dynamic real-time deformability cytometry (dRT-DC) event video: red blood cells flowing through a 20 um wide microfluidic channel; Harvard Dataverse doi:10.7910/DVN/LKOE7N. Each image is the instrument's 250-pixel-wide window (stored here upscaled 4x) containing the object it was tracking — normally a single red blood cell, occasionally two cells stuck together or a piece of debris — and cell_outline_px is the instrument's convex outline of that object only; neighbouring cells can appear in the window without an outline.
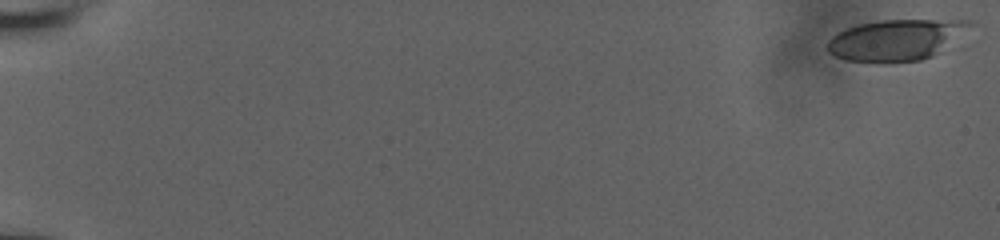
{"species": "human", "species_latin": "Homo sapiens", "temperature_condition": "room temperature", "stored_images_in_passage": 57, "camera_frame_rate_fps": 3000, "um_per_image_px": 0.085, "donor": {"sex": "male"}, "frame": {"image": 1, "passage_image": 1, "time_ms": 0.0, "image_size_px": [1000, 240], "cell_outline_px": [[976, 24], [940, 52], [932, 56], [920, 60], [884, 64], [880, 64], [848, 60], [836, 56], [828, 52], [828, 40], [832, 36], [848, 28], [860, 24], [880, 20], [972, 20]], "centroid_in_image_um": [76.2, 3.41], "position_along_channel_um": 8.8, "area_um2": 34.33}}
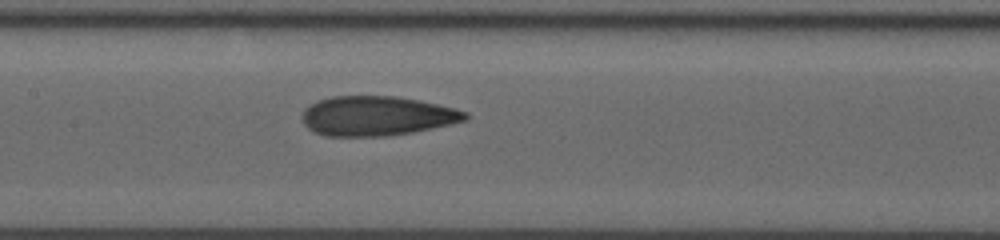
{"frame": {"image": 2, "passage_image": 31, "time_ms": 10.0, "image_size_px": [1000, 240], "cell_outline_px": [[468, 120], [452, 124], [412, 132], [384, 136], [324, 136], [308, 128], [304, 124], [300, 116], [304, 108], [308, 104], [316, 100], [332, 96], [396, 96], [420, 100], [456, 108], [468, 112]], "centroid_in_image_um": [32.01, 9.84], "position_along_channel_um": 175.4, "area_um2": 38.03}}
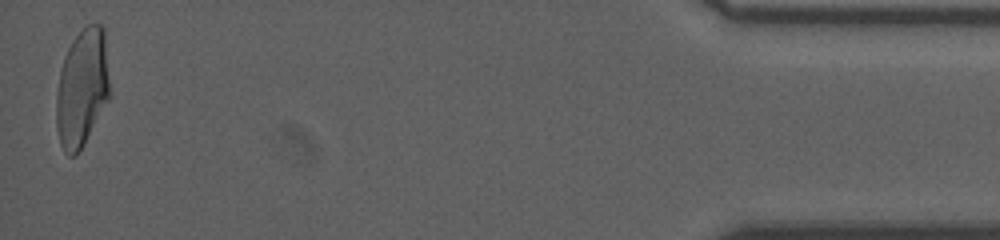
{"frame": {"image": 3, "passage_image": 57, "time_ms": 18.667, "image_size_px": [1000, 240], "cell_outline_px": [[112, 92], [108, 100], [84, 144], [76, 156], [68, 156], [64, 152], [60, 144], [56, 128], [56, 92], [60, 72], [64, 56], [72, 40], [88, 24], [100, 24], [104, 28]], "centroid_in_image_um": [6.99, 7.49], "position_along_channel_um": 428.2, "area_um2": 37.28}, "authors_computed_cell_mechanics": {"area_um2": 36.8186, "velocity_mm_per_s": 3.8366, "shape_relaxation_time_tau1_ms": null, "shape_relaxation_time_tau2_ms": 1.5418, "deformation_change_tau1": null, "deformation_change_tau2": 0.0902}}